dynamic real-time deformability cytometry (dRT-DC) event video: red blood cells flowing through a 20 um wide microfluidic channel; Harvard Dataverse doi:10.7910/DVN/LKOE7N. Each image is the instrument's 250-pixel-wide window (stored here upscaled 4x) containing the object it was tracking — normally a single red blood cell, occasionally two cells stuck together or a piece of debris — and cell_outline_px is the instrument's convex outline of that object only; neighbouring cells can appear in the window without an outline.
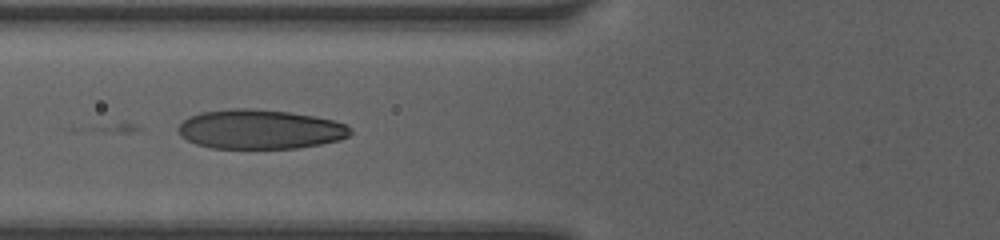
{"species": "human", "species_latin": "Homo sapiens", "temperature_condition": "room temperature", "stored_images_in_passage": 9, "camera_frame_rate_fps": 3000, "um_per_image_px": 0.085, "donor": {"sex": "female"}, "frame": {"image": 1, "passage_image": 4, "time_ms": 2.667, "image_size_px": [1000, 240], "cell_outline_px": [[352, 132], [348, 136], [340, 140], [320, 144], [296, 148], [212, 148], [196, 144], [180, 136], [176, 128], [188, 116], [200, 112], [232, 108], [252, 108], [288, 112], [312, 116], [332, 120], [348, 124], [352, 128]], "centroid_in_image_um": [22.08, 10.98], "position_along_channel_um": 103.7, "area_um2": 39.71}}
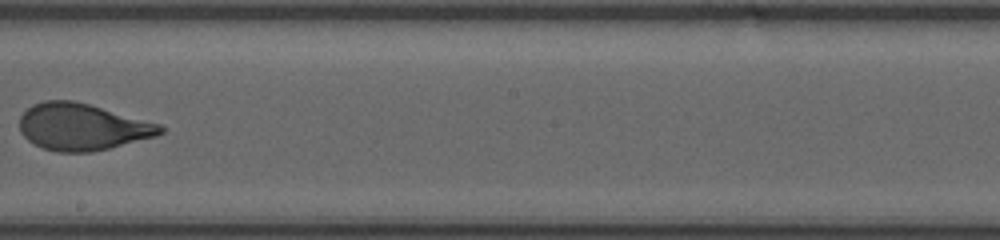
{"frame": {"image": 2, "passage_image": 7, "time_ms": 6.0, "image_size_px": [1000, 240], "cell_outline_px": [[164, 132], [156, 136], [92, 152], [56, 152], [44, 148], [28, 140], [20, 132], [20, 116], [32, 104], [44, 100], [72, 100], [88, 104], [160, 124], [164, 128]], "centroid_in_image_um": [6.96, 10.78], "position_along_channel_um": 241.2, "area_um2": 38.03}}
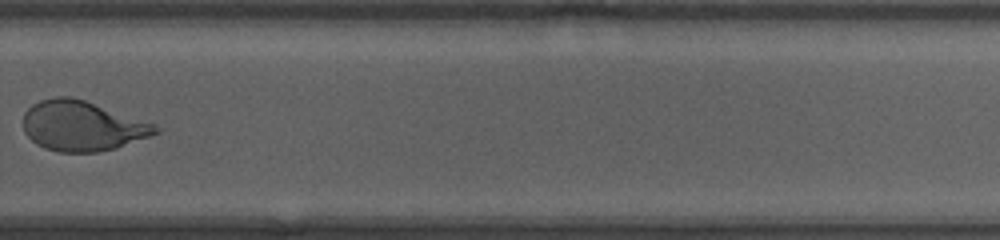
{"frame": {"image": 3, "passage_image": 9, "time_ms": 8.0, "image_size_px": [1000, 240], "cell_outline_px": [[160, 132], [116, 148], [100, 152], [60, 152], [44, 148], [36, 144], [24, 132], [24, 112], [32, 104], [40, 100], [56, 96], [72, 96], [156, 124], [160, 128]], "centroid_in_image_um": [6.98, 10.7], "position_along_channel_um": 322.8, "area_um2": 38.55}}